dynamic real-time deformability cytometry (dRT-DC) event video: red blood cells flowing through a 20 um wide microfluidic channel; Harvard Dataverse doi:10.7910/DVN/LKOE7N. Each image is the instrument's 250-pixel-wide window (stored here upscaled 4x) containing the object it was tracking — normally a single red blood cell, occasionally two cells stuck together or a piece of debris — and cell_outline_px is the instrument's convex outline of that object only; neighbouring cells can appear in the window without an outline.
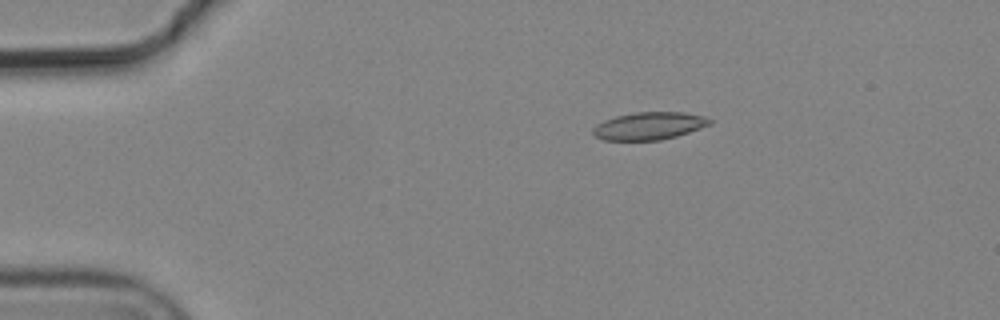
{"species": "common noctule bat (a hibernating species)", "species_latin": "Nyctalus noctula", "temperature_condition": "cold", "stored_images_in_passage": 6, "camera_frame_rate_fps": 3000, "um_per_image_px": 0.085, "animal": {"sex": "male", "body_mass_g": 19.2, "forearm_length_mm": 51.8}, "frame": {"image": 1, "passage_image": 3, "time_ms": 0.667, "image_size_px": [1000, 320], "cell_outline_px": [[712, 124], [676, 136], [660, 140], [604, 140], [596, 136], [592, 132], [592, 128], [596, 124], [604, 120], [616, 116], [632, 112], [684, 112], [704, 116], [712, 120]], "centroid_in_image_um": [55.17, 10.69], "position_along_channel_um": 29.8, "area_um2": 18.79}}
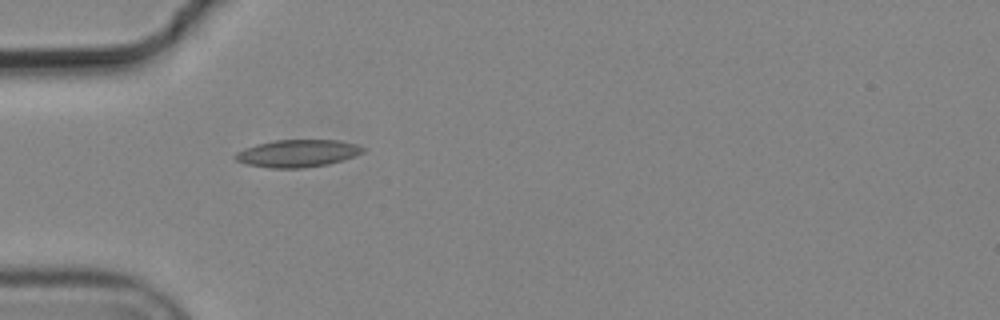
{"frame": {"image": 2, "passage_image": 5, "time_ms": 1.333, "image_size_px": [1000, 320], "cell_outline_px": [[364, 152], [328, 164], [304, 168], [268, 168], [244, 164], [236, 160], [232, 156], [236, 152], [244, 148], [256, 144], [276, 140], [340, 140], [356, 144], [364, 148]], "centroid_in_image_um": [25.22, 13.04], "position_along_channel_um": 59.8, "area_um2": 20.4}}
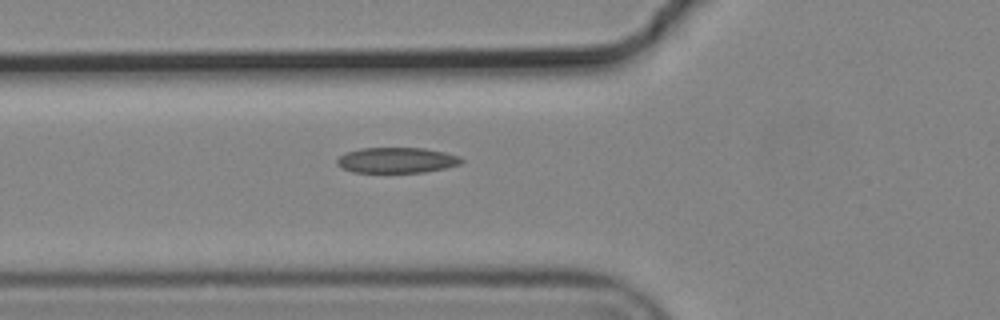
{"frame": {"image": 3, "passage_image": 6, "time_ms": 1.667, "image_size_px": [1000, 320], "cell_outline_px": [[464, 160], [460, 164], [444, 168], [424, 172], [352, 172], [340, 168], [336, 164], [336, 160], [340, 156], [348, 152], [360, 148], [424, 148], [444, 152], [460, 156]], "centroid_in_image_um": [33.7, 13.62], "position_along_channel_um": 92.1, "area_um2": 18.5}}